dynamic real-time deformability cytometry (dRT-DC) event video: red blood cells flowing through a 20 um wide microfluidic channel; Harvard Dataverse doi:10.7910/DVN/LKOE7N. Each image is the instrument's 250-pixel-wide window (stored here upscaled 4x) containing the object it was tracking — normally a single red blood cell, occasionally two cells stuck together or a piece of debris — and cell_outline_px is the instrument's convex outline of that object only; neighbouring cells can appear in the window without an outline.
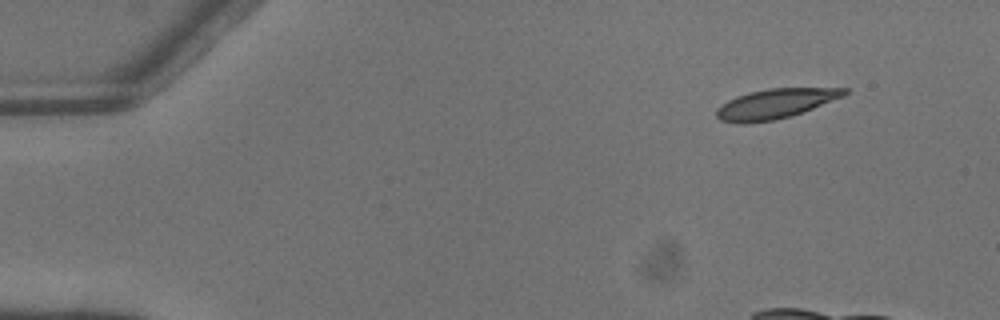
{"species": "common noctule bat (a hibernating species)", "species_latin": "Nyctalus noctula", "temperature_condition": "warm", "stored_images_in_passage": 6, "camera_frame_rate_fps": 3000, "um_per_image_px": 0.085, "animal": {"sex": "male", "body_mass_g": 13.3}, "frame": {"image": 1, "passage_image": 1, "time_ms": 0.0, "image_size_px": [1000, 320], "cell_outline_px": [[848, 92], [844, 96], [812, 108], [776, 120], [748, 124], [736, 124], [720, 120], [716, 116], [716, 108], [728, 100], [736, 96], [748, 92], [768, 88], [848, 88]], "centroid_in_image_um": [65.84, 8.82], "position_along_channel_um": 19.2, "area_um2": 22.2}}